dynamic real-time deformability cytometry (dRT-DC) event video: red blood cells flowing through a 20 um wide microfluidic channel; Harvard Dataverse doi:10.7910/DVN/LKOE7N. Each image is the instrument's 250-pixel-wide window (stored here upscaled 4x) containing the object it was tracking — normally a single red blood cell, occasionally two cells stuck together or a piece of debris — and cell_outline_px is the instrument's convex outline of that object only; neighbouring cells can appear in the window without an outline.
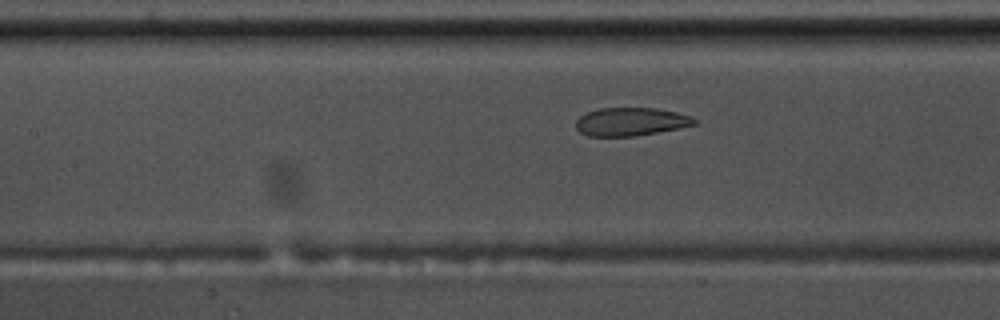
{"species": "common noctule bat (a hibernating species)", "species_latin": "Nyctalus noctula", "temperature_condition": "warm", "stored_images_in_passage": 41, "camera_frame_rate_fps": 3000, "um_per_image_px": 0.085, "animal": {"sex": "male", "body_mass_g": 17.5, "forearm_length_mm": 52.3}, "frame": {"image": 1, "passage_image": 10, "time_ms": 3.0, "image_size_px": [1000, 320], "cell_outline_px": [[696, 124], [680, 128], [636, 136], [588, 136], [580, 132], [576, 128], [576, 120], [580, 116], [588, 112], [600, 108], [656, 108], [676, 112], [692, 116], [696, 120]], "centroid_in_image_um": [53.63, 10.34], "position_along_channel_um": 153.8, "area_um2": 19.48}}
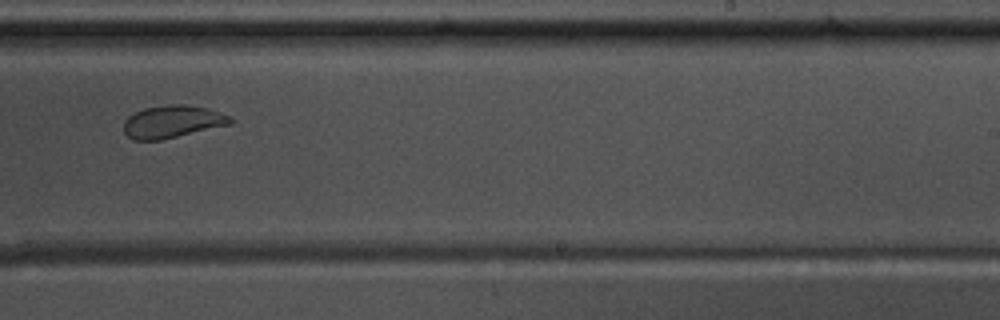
{"frame": {"image": 2, "passage_image": 20, "time_ms": 6.333, "image_size_px": [1000, 320], "cell_outline_px": [[232, 124], [160, 140], [132, 140], [124, 132], [124, 120], [128, 116], [144, 108], [168, 104], [184, 104], [208, 108], [220, 112], [228, 116], [232, 120]], "centroid_in_image_um": [14.64, 10.34], "position_along_channel_um": 274.4, "area_um2": 20.17}}
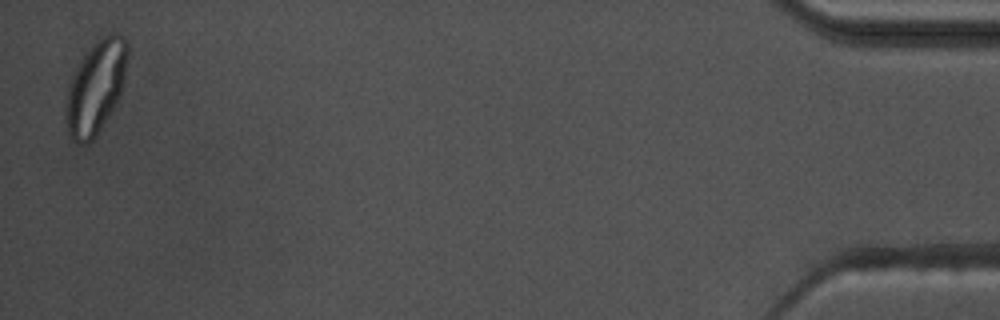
{"frame": {"image": 3, "passage_image": 40, "time_ms": 13.0, "image_size_px": [1000, 320], "cell_outline_px": [[128, 52], [124, 80], [116, 104], [96, 136], [88, 144], [80, 144], [72, 140], [68, 136], [64, 116], [64, 108], [68, 84], [72, 76], [84, 56], [100, 36], [108, 32], [116, 32], [124, 36], [128, 44]], "centroid_in_image_um": [8.12, 7.43], "position_along_channel_um": 427.1, "area_um2": 33.76}}